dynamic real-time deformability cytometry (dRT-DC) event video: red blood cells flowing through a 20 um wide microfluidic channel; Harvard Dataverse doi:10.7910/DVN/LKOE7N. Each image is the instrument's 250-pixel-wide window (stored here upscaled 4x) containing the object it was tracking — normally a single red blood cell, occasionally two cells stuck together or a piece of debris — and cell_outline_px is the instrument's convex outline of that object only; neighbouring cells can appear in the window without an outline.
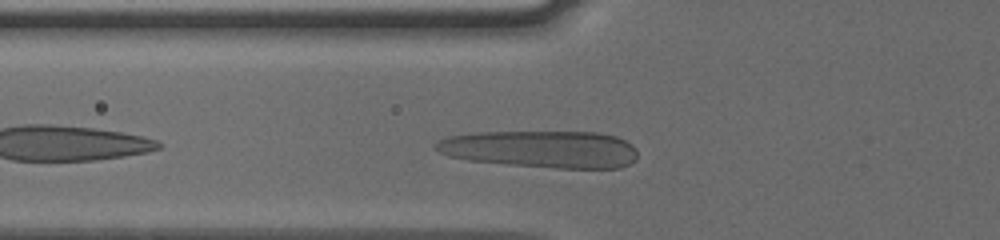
{"species": "human", "species_latin": "Homo sapiens", "temperature_condition": "cold", "stored_images_in_passage": 30, "camera_frame_rate_fps": 3000, "um_per_image_px": 0.085, "donor": {"sex": "male"}, "frame": {"image": 1, "passage_image": 4, "time_ms": 1.0, "image_size_px": [1000, 240], "cell_outline_px": [[636, 160], [620, 168], [556, 168], [508, 164], [468, 160], [448, 156], [440, 152], [436, 148], [436, 144], [440, 140], [448, 136], [476, 132], [596, 132], [616, 136], [632, 144], [636, 148]], "centroid_in_image_um": [46.03, 12.67], "position_along_channel_um": 79.8, "area_um2": 43.7}}
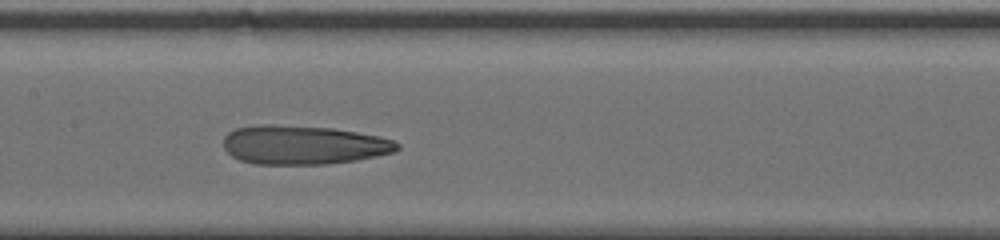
{"frame": {"image": 2, "passage_image": 12, "time_ms": 3.667, "image_size_px": [1000, 240], "cell_outline_px": [[400, 148], [396, 152], [356, 160], [324, 164], [256, 164], [240, 160], [232, 156], [224, 148], [224, 136], [228, 132], [236, 128], [256, 124], [272, 124], [332, 128], [380, 136], [396, 140], [400, 144]], "centroid_in_image_um": [25.8, 12.31], "position_along_channel_um": 181.6, "area_um2": 39.71}}
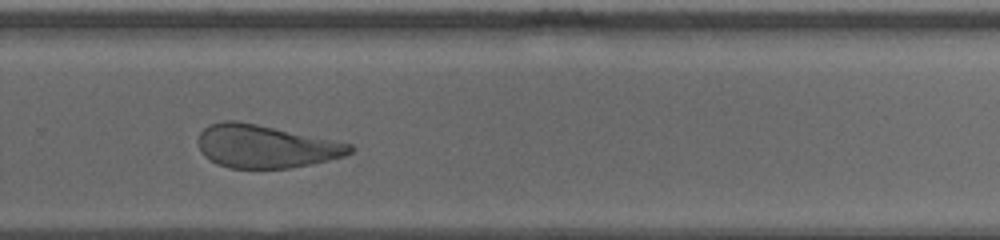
{"frame": {"image": 3, "passage_image": 22, "time_ms": 7.0, "image_size_px": [1000, 240], "cell_outline_px": [[356, 148], [352, 152], [344, 156], [312, 164], [288, 168], [228, 168], [204, 156], [196, 140], [200, 132], [204, 128], [212, 124], [224, 120], [236, 120], [256, 124], [352, 144]], "centroid_in_image_um": [22.57, 12.44], "position_along_channel_um": 307.2, "area_um2": 37.74}, "authors_computed_cell_mechanics": {"area_um2": 39.8531, "velocity_mm_per_s": 3.793, "shape_relaxation_time_tau1_ms": null, "shape_relaxation_time_tau2_ms": 4.1537, "deformation_change_tau1": null, "deformation_change_tau2": 0.1036}}